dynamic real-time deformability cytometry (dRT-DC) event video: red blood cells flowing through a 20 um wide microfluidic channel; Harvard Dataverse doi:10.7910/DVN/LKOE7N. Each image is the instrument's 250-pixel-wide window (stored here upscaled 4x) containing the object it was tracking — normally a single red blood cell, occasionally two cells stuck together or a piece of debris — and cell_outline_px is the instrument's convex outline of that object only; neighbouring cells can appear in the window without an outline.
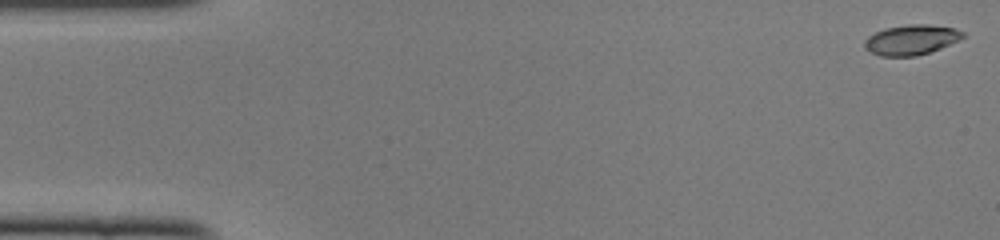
{"species": "common noctule bat (a hibernating species)", "species_latin": "Nyctalus noctula", "temperature_condition": "cold", "stored_images_in_passage": 49, "camera_frame_rate_fps": 3000, "um_per_image_px": 0.085, "animal": {"sex": "female", "body_mass_g": 22.0, "forearm_length_mm": 56.7}, "frame": {"image": 1, "passage_image": 1, "time_ms": 0.0, "image_size_px": [1000, 240], "cell_outline_px": [[964, 36], [940, 48], [916, 56], [880, 56], [864, 48], [864, 40], [868, 36], [884, 28], [908, 24], [928, 24], [952, 28], [964, 32]], "centroid_in_image_um": [77.4, 3.38], "position_along_channel_um": 7.6, "area_um2": 16.99}}
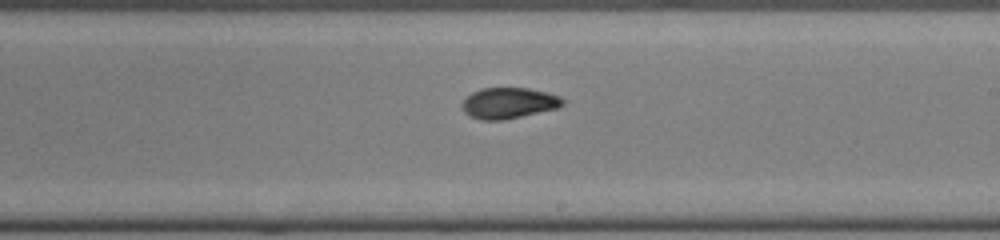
{"frame": {"image": 2, "passage_image": 28, "time_ms": 9.0, "image_size_px": [1000, 240], "cell_outline_px": [[564, 104], [556, 108], [504, 120], [480, 120], [468, 116], [464, 112], [460, 104], [472, 92], [480, 88], [528, 88], [560, 96], [564, 100]], "centroid_in_image_um": [43.19, 8.76], "position_along_channel_um": 245.8, "area_um2": 18.09}}
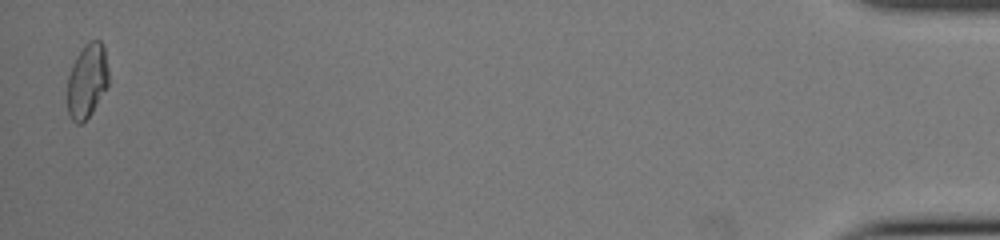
{"frame": {"image": 3, "passage_image": 48, "time_ms": 15.667, "image_size_px": [1000, 240], "cell_outline_px": [[108, 84], [92, 112], [80, 124], [76, 124], [68, 116], [68, 76], [72, 64], [76, 56], [84, 44], [88, 40], [100, 40], [104, 44], [108, 72]], "centroid_in_image_um": [7.4, 6.83], "position_along_channel_um": 427.8, "area_um2": 17.86}, "authors_computed_cell_mechanics": {"area_um2": 17.7446, "velocity_mm_per_s": 4.1108, "shape_relaxation_time_tau1_ms": null, "shape_relaxation_time_tau2_ms": 1.5013, "deformation_change_tau1": null, "deformation_change_tau2": 0.0614}}